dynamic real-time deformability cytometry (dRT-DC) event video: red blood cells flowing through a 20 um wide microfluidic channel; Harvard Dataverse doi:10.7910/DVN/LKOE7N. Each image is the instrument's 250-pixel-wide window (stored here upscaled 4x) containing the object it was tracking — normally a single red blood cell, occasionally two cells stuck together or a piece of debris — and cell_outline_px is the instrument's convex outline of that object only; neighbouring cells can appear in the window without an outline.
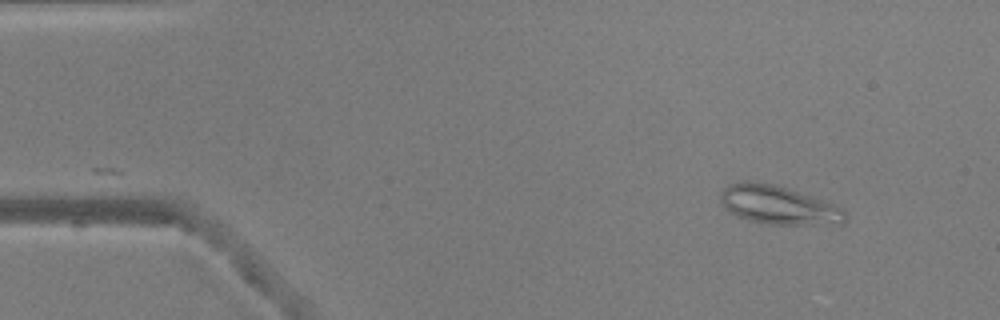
{"species": "common noctule bat (a hibernating species)", "species_latin": "Nyctalus noctula", "temperature_condition": "warm", "stored_images_in_passage": 34, "camera_frame_rate_fps": 3000, "um_per_image_px": 0.085, "animal": {"sex": "male", "body_mass_g": 20.5, "forearm_length_mm": 52.5}, "frame": {"image": 1, "passage_image": 1, "time_ms": 0.0, "image_size_px": [1000, 320], "cell_outline_px": [[844, 224], [768, 224], [748, 220], [736, 216], [728, 212], [724, 208], [720, 200], [720, 192], [724, 188], [732, 184], [744, 180], [772, 184], [832, 204], [840, 208], [844, 212]], "centroid_in_image_um": [66.07, 17.44], "position_along_channel_um": 18.9, "area_um2": 27.4}}
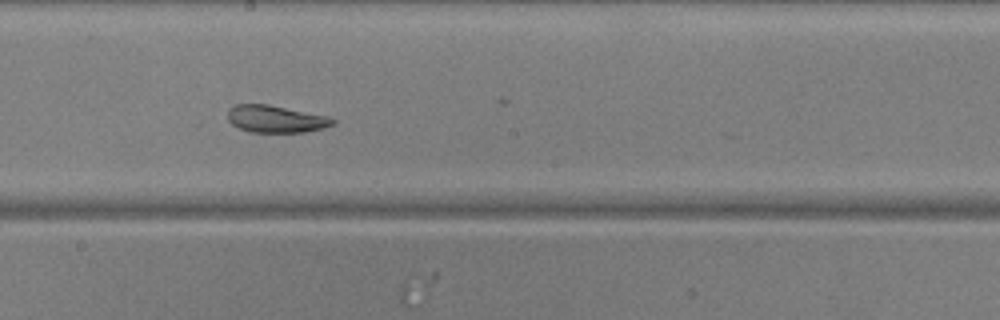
{"frame": {"image": 2, "passage_image": 24, "time_ms": 7.667, "image_size_px": [1000, 320], "cell_outline_px": [[336, 124], [324, 128], [304, 132], [252, 132], [240, 128], [232, 124], [228, 120], [228, 108], [236, 104], [268, 104], [328, 116], [336, 120]], "centroid_in_image_um": [23.46, 10.11], "position_along_channel_um": 224.7, "area_um2": 16.7}}
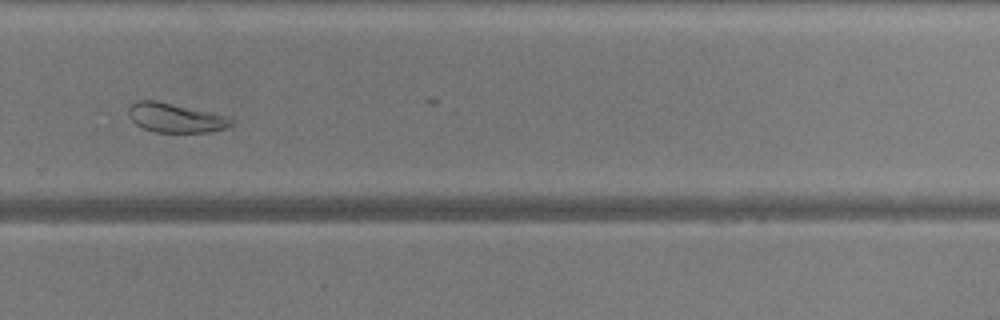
{"frame": {"image": 3, "passage_image": 31, "time_ms": 10.0, "image_size_px": [1000, 320], "cell_outline_px": [[232, 124], [224, 128], [208, 132], [156, 132], [144, 128], [136, 124], [132, 120], [128, 112], [128, 108], [136, 100], [156, 100], [224, 116], [232, 120]], "centroid_in_image_um": [14.84, 10.01], "position_along_channel_um": 315.0, "area_um2": 16.99}}